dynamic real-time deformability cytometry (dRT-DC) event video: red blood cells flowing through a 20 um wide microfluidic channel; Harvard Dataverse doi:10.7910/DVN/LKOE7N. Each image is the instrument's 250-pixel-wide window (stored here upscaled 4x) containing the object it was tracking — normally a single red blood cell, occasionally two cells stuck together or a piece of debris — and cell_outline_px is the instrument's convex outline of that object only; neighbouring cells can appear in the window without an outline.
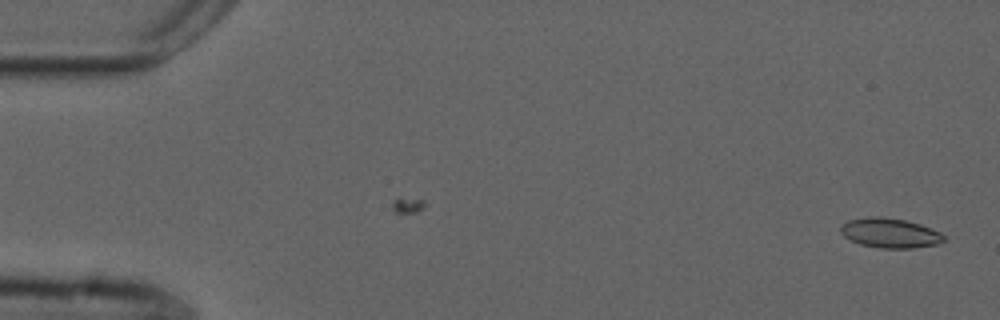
{"species": "common noctule bat (a hibernating species)", "species_latin": "Nyctalus noctula", "temperature_condition": "cold", "stored_images_in_passage": 54, "camera_frame_rate_fps": 3000, "um_per_image_px": 0.085, "animal": {"sex": "male", "forearm_length_mm": 52.5}, "frame": {"image": 1, "passage_image": 1, "time_ms": 0.0, "image_size_px": [1000, 320], "cell_outline_px": [[944, 240], [940, 244], [912, 248], [880, 248], [860, 244], [844, 236], [840, 232], [840, 228], [848, 220], [868, 216], [884, 216], [904, 220], [920, 224], [940, 232], [944, 236]], "centroid_in_image_um": [75.65, 19.8], "position_along_channel_um": 9.3, "area_um2": 17.86}}
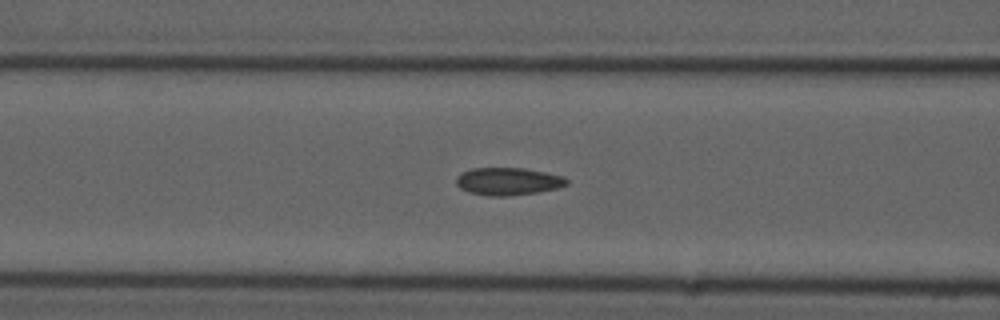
{"frame": {"image": 2, "passage_image": 21, "time_ms": 6.667, "image_size_px": [1000, 320], "cell_outline_px": [[568, 184], [556, 188], [536, 192], [508, 196], [488, 196], [468, 192], [460, 188], [456, 184], [456, 176], [460, 172], [472, 168], [524, 168], [564, 176], [568, 180]], "centroid_in_image_um": [43.14, 15.41], "position_along_channel_um": 123.5, "area_um2": 17.8}}
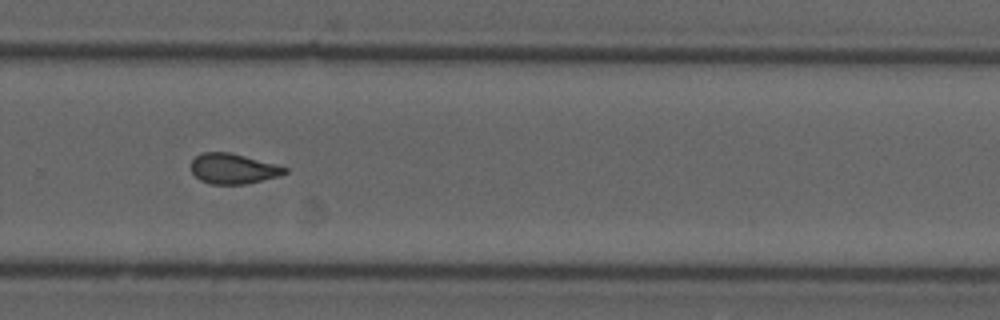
{"frame": {"image": 3, "passage_image": 36, "time_ms": 11.667, "image_size_px": [1000, 320], "cell_outline_px": [[288, 172], [280, 176], [244, 184], [208, 184], [200, 180], [192, 172], [192, 160], [196, 156], [204, 152], [228, 152], [244, 156], [288, 168]], "centroid_in_image_um": [19.81, 14.35], "position_along_channel_um": 310.0, "area_um2": 16.3}, "authors_computed_cell_mechanics": {"area_um2": 17.4267, "velocity_mm_per_s": 3.7355, "shape_relaxation_time_tau1_ms": null, "shape_relaxation_time_tau2_ms": 1.4391, "deformation_change_tau1": null, "deformation_change_tau2": 0.0759}}